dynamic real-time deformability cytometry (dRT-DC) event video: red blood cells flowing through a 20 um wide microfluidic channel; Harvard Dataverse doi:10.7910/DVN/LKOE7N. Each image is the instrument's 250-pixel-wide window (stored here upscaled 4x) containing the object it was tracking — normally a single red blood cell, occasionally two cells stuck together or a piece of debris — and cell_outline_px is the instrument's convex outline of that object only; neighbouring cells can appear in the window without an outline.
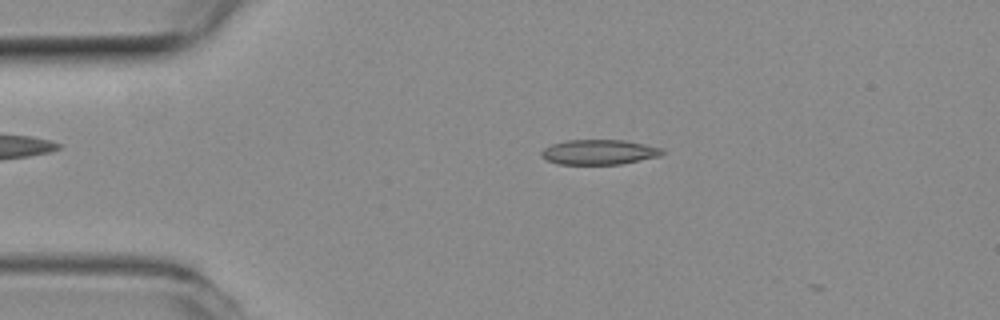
{"species": "common noctule bat (a hibernating species)", "species_latin": "Nyctalus noctula", "temperature_condition": "room temperature", "stored_images_in_passage": 3, "camera_frame_rate_fps": 3000, "um_per_image_px": 0.085, "animal": {"sex": "female", "body_mass_g": 19.3, "forearm_length_mm": 54.1}, "frame": {"image": 1, "passage_image": 2, "time_ms": 0.333, "image_size_px": [1000, 320], "cell_outline_px": [[664, 152], [660, 156], [620, 164], [556, 164], [540, 156], [540, 152], [544, 148], [552, 144], [568, 140], [624, 140], [664, 148]], "centroid_in_image_um": [50.92, 12.93], "position_along_channel_um": 34.1, "area_um2": 17.57}}